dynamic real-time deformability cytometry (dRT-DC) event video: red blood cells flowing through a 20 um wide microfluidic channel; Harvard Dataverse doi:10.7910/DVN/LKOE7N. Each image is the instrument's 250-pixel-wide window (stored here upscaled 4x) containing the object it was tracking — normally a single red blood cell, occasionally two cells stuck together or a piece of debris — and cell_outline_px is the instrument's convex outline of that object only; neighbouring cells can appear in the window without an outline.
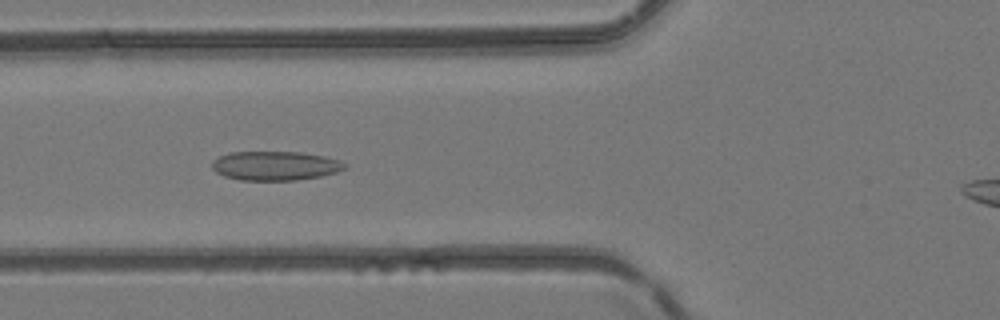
{"species": "common noctule bat (a hibernating species)", "species_latin": "Nyctalus noctula", "temperature_condition": "room temperature", "stored_images_in_passage": 42, "camera_frame_rate_fps": 3000, "um_per_image_px": 0.085, "animal": {"sex": "female", "body_mass_g": 24.6, "forearm_length_mm": 56.2}, "frame": {"image": 1, "passage_image": 17, "time_ms": 5.333, "image_size_px": [1000, 320], "cell_outline_px": [[348, 168], [336, 172], [320, 176], [296, 180], [240, 180], [224, 176], [216, 172], [212, 168], [212, 160], [220, 156], [232, 152], [300, 152], [324, 156], [340, 160], [348, 164]], "centroid_in_image_um": [23.42, 14.09], "position_along_channel_um": 102.4, "area_um2": 22.6}}
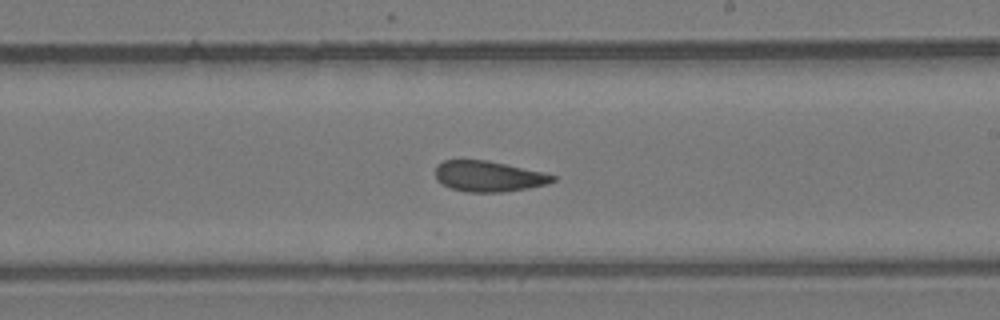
{"frame": {"image": 2, "passage_image": 27, "time_ms": 8.667, "image_size_px": [1000, 320], "cell_outline_px": [[556, 180], [548, 184], [528, 188], [504, 192], [468, 192], [452, 188], [440, 184], [436, 180], [436, 168], [444, 160], [488, 160], [544, 172], [556, 176]], "centroid_in_image_um": [41.55, 14.99], "position_along_channel_um": 247.4, "area_um2": 21.04}}
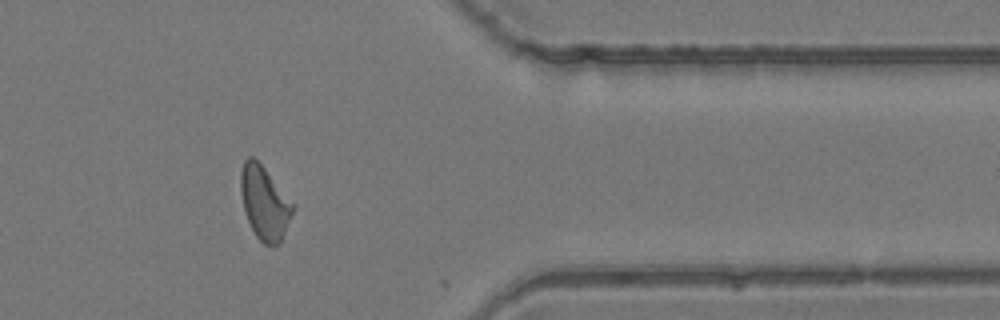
{"frame": {"image": 3, "passage_image": 38, "time_ms": 12.333, "image_size_px": [1000, 320], "cell_outline_px": [[296, 208], [280, 244], [264, 244], [256, 236], [248, 220], [244, 208], [240, 192], [240, 172], [244, 160], [248, 156], [252, 156], [264, 168], [296, 204]], "centroid_in_image_um": [22.52, 17.23], "position_along_channel_um": 388.9, "area_um2": 22.43}}